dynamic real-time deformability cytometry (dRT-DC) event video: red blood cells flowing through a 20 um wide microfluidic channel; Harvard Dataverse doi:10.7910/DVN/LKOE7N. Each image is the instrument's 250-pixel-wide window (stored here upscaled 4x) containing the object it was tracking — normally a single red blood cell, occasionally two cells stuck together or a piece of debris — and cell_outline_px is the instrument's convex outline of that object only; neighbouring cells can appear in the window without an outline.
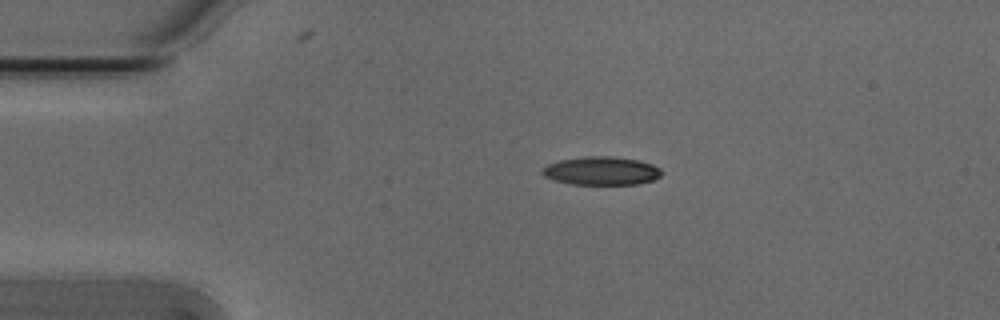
{"species": "Egyptian fruit bat (a non-hibernating species)", "species_latin": "Rousettus aegyptiacus", "temperature_condition": "cold", "stored_images_in_passage": 29, "camera_frame_rate_fps": 3000, "um_per_image_px": 0.085, "animal": {"sex": "male"}, "frame": {"image": 1, "passage_image": 1, "time_ms": 0.0, "image_size_px": [1000, 320], "cell_outline_px": [[664, 172], [656, 180], [636, 184], [572, 184], [556, 180], [544, 176], [540, 172], [548, 164], [560, 160], [584, 156], [612, 156], [640, 160], [652, 164], [660, 168]], "centroid_in_image_um": [51.17, 14.51], "position_along_channel_um": 33.8, "area_um2": 19.83}}
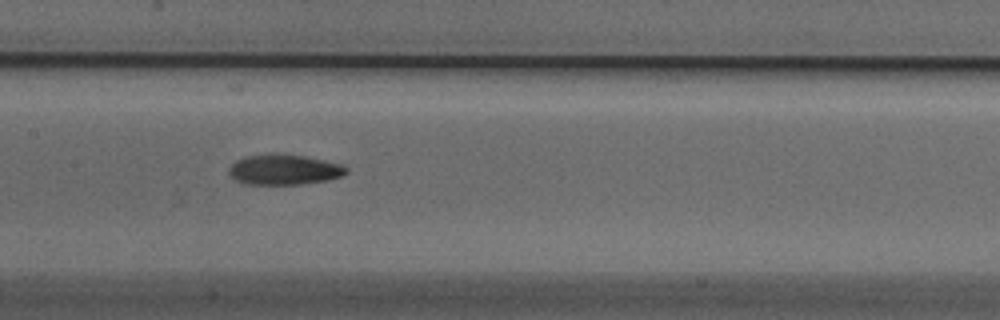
{"frame": {"image": 2, "passage_image": 16, "time_ms": 5.0, "image_size_px": [1000, 320], "cell_outline_px": [[348, 172], [344, 176], [328, 180], [300, 184], [244, 184], [236, 180], [228, 172], [228, 168], [236, 160], [248, 156], [276, 152], [304, 156], [344, 164], [348, 168]], "centroid_in_image_um": [24.19, 14.4], "position_along_channel_um": 183.2, "area_um2": 21.04}}
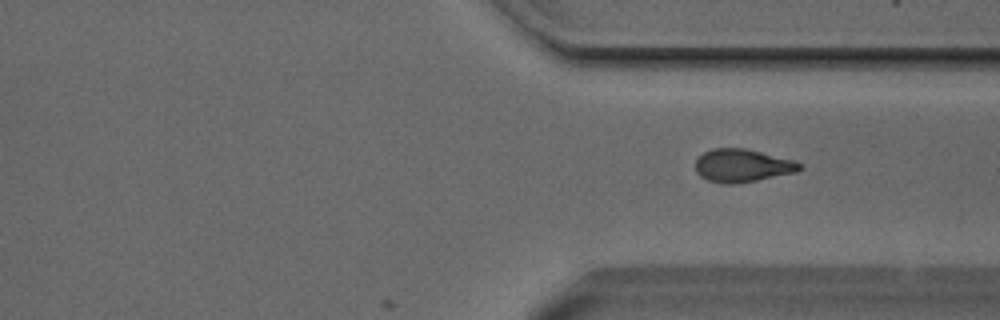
{"frame": {"image": 3, "passage_image": 29, "time_ms": 9.333, "image_size_px": [1000, 320], "cell_outline_px": [[800, 168], [796, 172], [756, 180], [732, 184], [724, 184], [708, 180], [700, 176], [696, 172], [696, 156], [712, 148], [744, 148], [792, 160], [800, 164]], "centroid_in_image_um": [63.02, 14.07], "position_along_channel_um": 348.4, "area_um2": 19.77}}